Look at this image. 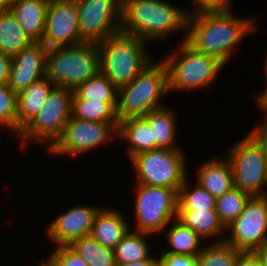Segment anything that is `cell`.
I'll list each match as a JSON object with an SVG mask.
<instances>
[{"label":"cell","instance_id":"20","mask_svg":"<svg viewBox=\"0 0 267 266\" xmlns=\"http://www.w3.org/2000/svg\"><path fill=\"white\" fill-rule=\"evenodd\" d=\"M54 87L45 76L17 94V137L42 109Z\"/></svg>","mask_w":267,"mask_h":266},{"label":"cell","instance_id":"1","mask_svg":"<svg viewBox=\"0 0 267 266\" xmlns=\"http://www.w3.org/2000/svg\"><path fill=\"white\" fill-rule=\"evenodd\" d=\"M228 10L189 12L186 42L196 51L216 57L224 65L233 58L237 45L258 31L254 17L243 18Z\"/></svg>","mask_w":267,"mask_h":266},{"label":"cell","instance_id":"14","mask_svg":"<svg viewBox=\"0 0 267 266\" xmlns=\"http://www.w3.org/2000/svg\"><path fill=\"white\" fill-rule=\"evenodd\" d=\"M41 42L47 49L83 43L75 0H50Z\"/></svg>","mask_w":267,"mask_h":266},{"label":"cell","instance_id":"5","mask_svg":"<svg viewBox=\"0 0 267 266\" xmlns=\"http://www.w3.org/2000/svg\"><path fill=\"white\" fill-rule=\"evenodd\" d=\"M176 47L161 58L167 68L169 94L206 89L225 67L216 57L196 51L186 41H180Z\"/></svg>","mask_w":267,"mask_h":266},{"label":"cell","instance_id":"6","mask_svg":"<svg viewBox=\"0 0 267 266\" xmlns=\"http://www.w3.org/2000/svg\"><path fill=\"white\" fill-rule=\"evenodd\" d=\"M99 71V51L95 43L83 42L47 51L46 77L54 86L74 91Z\"/></svg>","mask_w":267,"mask_h":266},{"label":"cell","instance_id":"2","mask_svg":"<svg viewBox=\"0 0 267 266\" xmlns=\"http://www.w3.org/2000/svg\"><path fill=\"white\" fill-rule=\"evenodd\" d=\"M189 12L166 0H121L120 30L150 44L179 31L185 41Z\"/></svg>","mask_w":267,"mask_h":266},{"label":"cell","instance_id":"10","mask_svg":"<svg viewBox=\"0 0 267 266\" xmlns=\"http://www.w3.org/2000/svg\"><path fill=\"white\" fill-rule=\"evenodd\" d=\"M72 106L73 90L55 86L39 113L18 135L21 148L31 141L43 143L49 150L63 134L72 116Z\"/></svg>","mask_w":267,"mask_h":266},{"label":"cell","instance_id":"25","mask_svg":"<svg viewBox=\"0 0 267 266\" xmlns=\"http://www.w3.org/2000/svg\"><path fill=\"white\" fill-rule=\"evenodd\" d=\"M152 234L129 230L121 242L113 249L116 265L149 260L153 256L150 241Z\"/></svg>","mask_w":267,"mask_h":266},{"label":"cell","instance_id":"24","mask_svg":"<svg viewBox=\"0 0 267 266\" xmlns=\"http://www.w3.org/2000/svg\"><path fill=\"white\" fill-rule=\"evenodd\" d=\"M162 234L165 236V243L170 246V249L164 248L163 253L198 256L205 242L195 231L184 226L177 219L173 220Z\"/></svg>","mask_w":267,"mask_h":266},{"label":"cell","instance_id":"15","mask_svg":"<svg viewBox=\"0 0 267 266\" xmlns=\"http://www.w3.org/2000/svg\"><path fill=\"white\" fill-rule=\"evenodd\" d=\"M104 206L75 204L59 213L46 226L48 241L56 246L70 245L74 240L91 233L95 218Z\"/></svg>","mask_w":267,"mask_h":266},{"label":"cell","instance_id":"32","mask_svg":"<svg viewBox=\"0 0 267 266\" xmlns=\"http://www.w3.org/2000/svg\"><path fill=\"white\" fill-rule=\"evenodd\" d=\"M240 252L225 241H213L209 244L205 242L201 253L197 256L198 266H235Z\"/></svg>","mask_w":267,"mask_h":266},{"label":"cell","instance_id":"40","mask_svg":"<svg viewBox=\"0 0 267 266\" xmlns=\"http://www.w3.org/2000/svg\"><path fill=\"white\" fill-rule=\"evenodd\" d=\"M266 87L261 92H257V96L255 95V101L257 104V107L259 108V111H261V115L265 114L267 115V81H265Z\"/></svg>","mask_w":267,"mask_h":266},{"label":"cell","instance_id":"39","mask_svg":"<svg viewBox=\"0 0 267 266\" xmlns=\"http://www.w3.org/2000/svg\"><path fill=\"white\" fill-rule=\"evenodd\" d=\"M264 119L258 122L257 125H252L250 129L256 137L264 144L267 151V115L264 114Z\"/></svg>","mask_w":267,"mask_h":266},{"label":"cell","instance_id":"31","mask_svg":"<svg viewBox=\"0 0 267 266\" xmlns=\"http://www.w3.org/2000/svg\"><path fill=\"white\" fill-rule=\"evenodd\" d=\"M251 197L249 193L234 187L216 198L215 210L225 228L238 218Z\"/></svg>","mask_w":267,"mask_h":266},{"label":"cell","instance_id":"38","mask_svg":"<svg viewBox=\"0 0 267 266\" xmlns=\"http://www.w3.org/2000/svg\"><path fill=\"white\" fill-rule=\"evenodd\" d=\"M12 65V56L0 51V84L7 85L9 82Z\"/></svg>","mask_w":267,"mask_h":266},{"label":"cell","instance_id":"11","mask_svg":"<svg viewBox=\"0 0 267 266\" xmlns=\"http://www.w3.org/2000/svg\"><path fill=\"white\" fill-rule=\"evenodd\" d=\"M118 126L119 122L86 121L71 116L61 137L47 151L55 157L90 154L101 145L117 140Z\"/></svg>","mask_w":267,"mask_h":266},{"label":"cell","instance_id":"8","mask_svg":"<svg viewBox=\"0 0 267 266\" xmlns=\"http://www.w3.org/2000/svg\"><path fill=\"white\" fill-rule=\"evenodd\" d=\"M246 134L224 150L232 166L234 187L251 196H265L267 151L251 130Z\"/></svg>","mask_w":267,"mask_h":266},{"label":"cell","instance_id":"33","mask_svg":"<svg viewBox=\"0 0 267 266\" xmlns=\"http://www.w3.org/2000/svg\"><path fill=\"white\" fill-rule=\"evenodd\" d=\"M0 126L17 135V94L5 84H0Z\"/></svg>","mask_w":267,"mask_h":266},{"label":"cell","instance_id":"4","mask_svg":"<svg viewBox=\"0 0 267 266\" xmlns=\"http://www.w3.org/2000/svg\"><path fill=\"white\" fill-rule=\"evenodd\" d=\"M156 60L144 68L130 84L118 89V121L144 117L152 110L166 106L162 100L169 97L167 68L162 60Z\"/></svg>","mask_w":267,"mask_h":266},{"label":"cell","instance_id":"43","mask_svg":"<svg viewBox=\"0 0 267 266\" xmlns=\"http://www.w3.org/2000/svg\"><path fill=\"white\" fill-rule=\"evenodd\" d=\"M38 266H57V264L53 261V259L48 255L45 260H40Z\"/></svg>","mask_w":267,"mask_h":266},{"label":"cell","instance_id":"12","mask_svg":"<svg viewBox=\"0 0 267 266\" xmlns=\"http://www.w3.org/2000/svg\"><path fill=\"white\" fill-rule=\"evenodd\" d=\"M224 241L241 252H256L267 243V196L250 198L226 228Z\"/></svg>","mask_w":267,"mask_h":266},{"label":"cell","instance_id":"23","mask_svg":"<svg viewBox=\"0 0 267 266\" xmlns=\"http://www.w3.org/2000/svg\"><path fill=\"white\" fill-rule=\"evenodd\" d=\"M169 106H164L156 110H152L143 118L148 122L149 128L152 130L153 139L156 142V149H183L177 142V134L179 133L177 114ZM178 122V123H177ZM177 142V143H176Z\"/></svg>","mask_w":267,"mask_h":266},{"label":"cell","instance_id":"3","mask_svg":"<svg viewBox=\"0 0 267 266\" xmlns=\"http://www.w3.org/2000/svg\"><path fill=\"white\" fill-rule=\"evenodd\" d=\"M148 44L121 31L102 40L97 43L100 72L117 89L130 84L154 60Z\"/></svg>","mask_w":267,"mask_h":266},{"label":"cell","instance_id":"44","mask_svg":"<svg viewBox=\"0 0 267 266\" xmlns=\"http://www.w3.org/2000/svg\"><path fill=\"white\" fill-rule=\"evenodd\" d=\"M11 2L12 0H0V12H4L5 10H8Z\"/></svg>","mask_w":267,"mask_h":266},{"label":"cell","instance_id":"46","mask_svg":"<svg viewBox=\"0 0 267 266\" xmlns=\"http://www.w3.org/2000/svg\"><path fill=\"white\" fill-rule=\"evenodd\" d=\"M265 196H267V169H266V179H265Z\"/></svg>","mask_w":267,"mask_h":266},{"label":"cell","instance_id":"37","mask_svg":"<svg viewBox=\"0 0 267 266\" xmlns=\"http://www.w3.org/2000/svg\"><path fill=\"white\" fill-rule=\"evenodd\" d=\"M235 266H263V264L257 252H240Z\"/></svg>","mask_w":267,"mask_h":266},{"label":"cell","instance_id":"42","mask_svg":"<svg viewBox=\"0 0 267 266\" xmlns=\"http://www.w3.org/2000/svg\"><path fill=\"white\" fill-rule=\"evenodd\" d=\"M256 252L260 256L263 266H267V243Z\"/></svg>","mask_w":267,"mask_h":266},{"label":"cell","instance_id":"9","mask_svg":"<svg viewBox=\"0 0 267 266\" xmlns=\"http://www.w3.org/2000/svg\"><path fill=\"white\" fill-rule=\"evenodd\" d=\"M133 184L135 224L130 229L153 235L162 234L177 219L178 193L171 188Z\"/></svg>","mask_w":267,"mask_h":266},{"label":"cell","instance_id":"19","mask_svg":"<svg viewBox=\"0 0 267 266\" xmlns=\"http://www.w3.org/2000/svg\"><path fill=\"white\" fill-rule=\"evenodd\" d=\"M122 212L103 207L95 218L90 235L103 246L114 249L132 226Z\"/></svg>","mask_w":267,"mask_h":266},{"label":"cell","instance_id":"41","mask_svg":"<svg viewBox=\"0 0 267 266\" xmlns=\"http://www.w3.org/2000/svg\"><path fill=\"white\" fill-rule=\"evenodd\" d=\"M117 266H158L157 255L152 256L149 260L122 264V265H117Z\"/></svg>","mask_w":267,"mask_h":266},{"label":"cell","instance_id":"21","mask_svg":"<svg viewBox=\"0 0 267 266\" xmlns=\"http://www.w3.org/2000/svg\"><path fill=\"white\" fill-rule=\"evenodd\" d=\"M126 142L127 158L156 149L152 130L143 117L128 118L119 121L117 140Z\"/></svg>","mask_w":267,"mask_h":266},{"label":"cell","instance_id":"36","mask_svg":"<svg viewBox=\"0 0 267 266\" xmlns=\"http://www.w3.org/2000/svg\"><path fill=\"white\" fill-rule=\"evenodd\" d=\"M195 9L190 12L205 11V10H228L232 9L233 0H192Z\"/></svg>","mask_w":267,"mask_h":266},{"label":"cell","instance_id":"28","mask_svg":"<svg viewBox=\"0 0 267 266\" xmlns=\"http://www.w3.org/2000/svg\"><path fill=\"white\" fill-rule=\"evenodd\" d=\"M116 107L117 102L73 99L72 117L95 122H119Z\"/></svg>","mask_w":267,"mask_h":266},{"label":"cell","instance_id":"7","mask_svg":"<svg viewBox=\"0 0 267 266\" xmlns=\"http://www.w3.org/2000/svg\"><path fill=\"white\" fill-rule=\"evenodd\" d=\"M184 149L158 148L131 157L136 184L166 187L177 193L191 170Z\"/></svg>","mask_w":267,"mask_h":266},{"label":"cell","instance_id":"35","mask_svg":"<svg viewBox=\"0 0 267 266\" xmlns=\"http://www.w3.org/2000/svg\"><path fill=\"white\" fill-rule=\"evenodd\" d=\"M158 266H198L197 256L162 253L157 256Z\"/></svg>","mask_w":267,"mask_h":266},{"label":"cell","instance_id":"17","mask_svg":"<svg viewBox=\"0 0 267 266\" xmlns=\"http://www.w3.org/2000/svg\"><path fill=\"white\" fill-rule=\"evenodd\" d=\"M198 167V168H197ZM195 169V181L215 198L234 188L233 171L229 159L224 156L201 162Z\"/></svg>","mask_w":267,"mask_h":266},{"label":"cell","instance_id":"45","mask_svg":"<svg viewBox=\"0 0 267 266\" xmlns=\"http://www.w3.org/2000/svg\"><path fill=\"white\" fill-rule=\"evenodd\" d=\"M267 52V51H266ZM265 59H264V64H263V71H264V78L266 79L265 81H267V53L265 54Z\"/></svg>","mask_w":267,"mask_h":266},{"label":"cell","instance_id":"13","mask_svg":"<svg viewBox=\"0 0 267 266\" xmlns=\"http://www.w3.org/2000/svg\"><path fill=\"white\" fill-rule=\"evenodd\" d=\"M79 35L99 43L120 32L121 0H77Z\"/></svg>","mask_w":267,"mask_h":266},{"label":"cell","instance_id":"16","mask_svg":"<svg viewBox=\"0 0 267 266\" xmlns=\"http://www.w3.org/2000/svg\"><path fill=\"white\" fill-rule=\"evenodd\" d=\"M47 47L42 42H32L12 56L8 86L16 94L31 83L46 76Z\"/></svg>","mask_w":267,"mask_h":266},{"label":"cell","instance_id":"34","mask_svg":"<svg viewBox=\"0 0 267 266\" xmlns=\"http://www.w3.org/2000/svg\"><path fill=\"white\" fill-rule=\"evenodd\" d=\"M49 254L57 266H88L69 245L56 246Z\"/></svg>","mask_w":267,"mask_h":266},{"label":"cell","instance_id":"27","mask_svg":"<svg viewBox=\"0 0 267 266\" xmlns=\"http://www.w3.org/2000/svg\"><path fill=\"white\" fill-rule=\"evenodd\" d=\"M88 266H117L114 250L103 246L91 235L80 237L69 245Z\"/></svg>","mask_w":267,"mask_h":266},{"label":"cell","instance_id":"30","mask_svg":"<svg viewBox=\"0 0 267 266\" xmlns=\"http://www.w3.org/2000/svg\"><path fill=\"white\" fill-rule=\"evenodd\" d=\"M188 176L178 192V210H215L216 198ZM192 185V186H191Z\"/></svg>","mask_w":267,"mask_h":266},{"label":"cell","instance_id":"22","mask_svg":"<svg viewBox=\"0 0 267 266\" xmlns=\"http://www.w3.org/2000/svg\"><path fill=\"white\" fill-rule=\"evenodd\" d=\"M177 220L195 231L205 242H222L225 239L226 228L216 210H178Z\"/></svg>","mask_w":267,"mask_h":266},{"label":"cell","instance_id":"29","mask_svg":"<svg viewBox=\"0 0 267 266\" xmlns=\"http://www.w3.org/2000/svg\"><path fill=\"white\" fill-rule=\"evenodd\" d=\"M118 89L100 71L73 91V99L117 102Z\"/></svg>","mask_w":267,"mask_h":266},{"label":"cell","instance_id":"26","mask_svg":"<svg viewBox=\"0 0 267 266\" xmlns=\"http://www.w3.org/2000/svg\"><path fill=\"white\" fill-rule=\"evenodd\" d=\"M33 41L9 10L0 12V51L14 56Z\"/></svg>","mask_w":267,"mask_h":266},{"label":"cell","instance_id":"18","mask_svg":"<svg viewBox=\"0 0 267 266\" xmlns=\"http://www.w3.org/2000/svg\"><path fill=\"white\" fill-rule=\"evenodd\" d=\"M50 0H12L8 10L33 42L43 38Z\"/></svg>","mask_w":267,"mask_h":266}]
</instances>
